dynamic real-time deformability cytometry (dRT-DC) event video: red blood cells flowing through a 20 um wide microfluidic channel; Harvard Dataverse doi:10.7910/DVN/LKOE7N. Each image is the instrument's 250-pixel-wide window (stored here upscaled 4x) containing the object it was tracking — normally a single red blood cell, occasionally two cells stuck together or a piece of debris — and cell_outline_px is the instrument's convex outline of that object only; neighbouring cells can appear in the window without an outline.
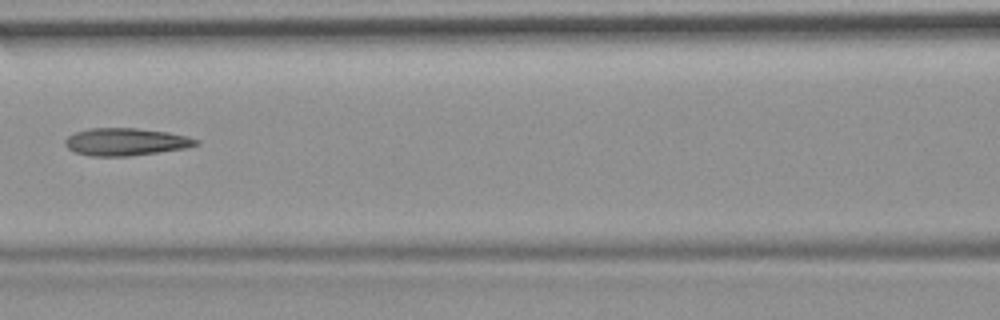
{"species": "common noctule bat (a hibernating species)", "species_latin": "Nyctalus noctula", "temperature_condition": "room temperature", "stored_images_in_passage": 10, "camera_frame_rate_fps": 3000, "um_per_image_px": 0.085, "animal": {"sex": "female", "body_mass_g": 19.9}, "frame": {"image": 1, "passage_image": 7, "time_ms": 8.0, "image_size_px": [1000, 320], "cell_outline_px": [[200, 144], [188, 148], [128, 156], [88, 156], [76, 152], [68, 148], [64, 144], [64, 140], [68, 136], [76, 132], [88, 128], [136, 128], [168, 132], [188, 136], [200, 140]], "centroid_in_image_um": [10.72, 12.05], "position_along_channel_um": 155.9, "area_um2": 21.1}}
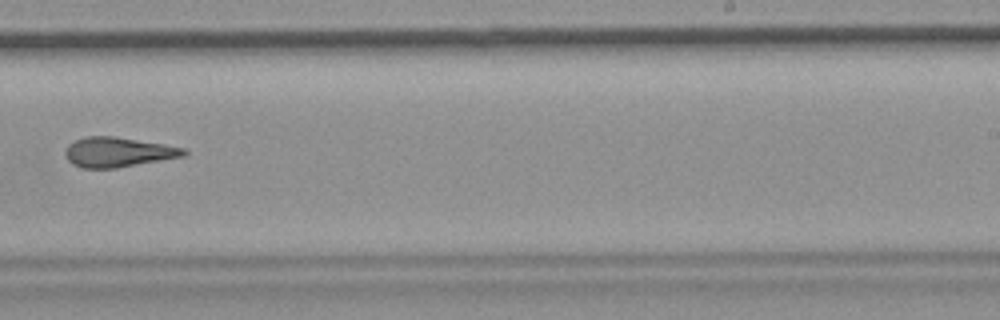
{"frame": {"image": 2, "passage_image": 10, "time_ms": 11.333, "image_size_px": [1000, 320], "cell_outline_px": [[188, 152], [184, 156], [116, 168], [80, 168], [72, 164], [64, 156], [64, 152], [68, 144], [76, 140], [88, 136], [112, 136], [164, 144], [184, 148]], "centroid_in_image_um": [9.99, 12.94], "position_along_channel_um": 279.0, "area_um2": 20.52}}